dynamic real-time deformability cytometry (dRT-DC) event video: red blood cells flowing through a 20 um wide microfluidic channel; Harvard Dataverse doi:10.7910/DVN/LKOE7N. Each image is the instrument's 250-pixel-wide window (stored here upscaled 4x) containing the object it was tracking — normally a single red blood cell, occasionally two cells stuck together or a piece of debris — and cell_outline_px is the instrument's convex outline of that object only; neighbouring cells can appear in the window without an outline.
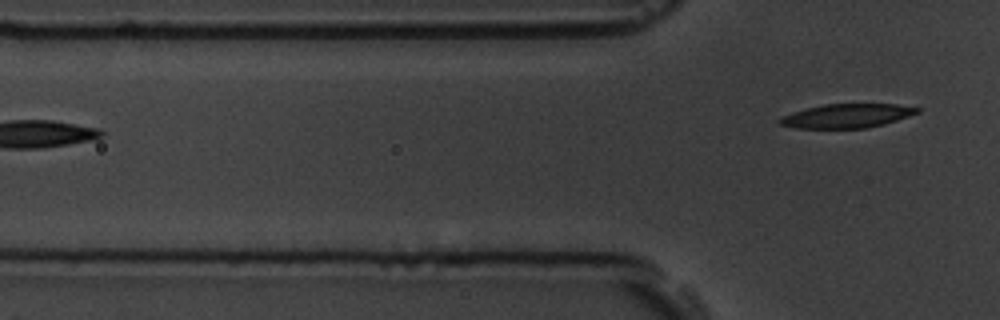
{"species": "common noctule bat (a hibernating species)", "species_latin": "Nyctalus noctula", "temperature_condition": "room temperature", "stored_images_in_passage": 3, "camera_frame_rate_fps": 3000, "um_per_image_px": 0.085, "animal": {"sex": "male", "body_mass_g": 19.5, "forearm_length_mm": 54.6}, "frame": {"image": 1, "passage_image": 3, "time_ms": 2.333, "image_size_px": [1000, 320], "cell_outline_px": [[920, 112], [884, 124], [868, 128], [796, 128], [780, 124], [776, 120], [792, 112], [824, 104], [896, 104], [920, 108]], "centroid_in_image_um": [71.99, 9.85], "position_along_channel_um": 53.8, "area_um2": 19.07}}